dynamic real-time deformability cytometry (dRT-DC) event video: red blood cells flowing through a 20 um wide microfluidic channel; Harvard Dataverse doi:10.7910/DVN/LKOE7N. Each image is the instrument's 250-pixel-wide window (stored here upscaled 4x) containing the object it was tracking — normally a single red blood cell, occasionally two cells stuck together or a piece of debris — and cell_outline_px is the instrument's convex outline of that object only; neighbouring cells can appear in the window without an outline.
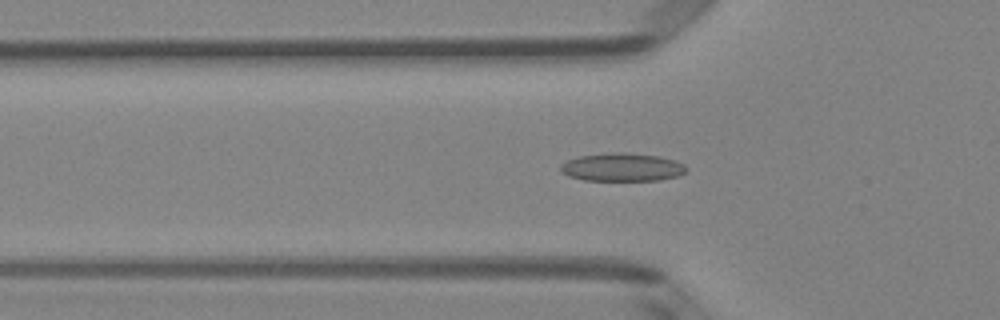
{"species": "Egyptian fruit bat (a non-hibernating species)", "species_latin": "Rousettus aegyptiacus", "temperature_condition": "room temperature", "stored_images_in_passage": 51, "camera_frame_rate_fps": 3000, "um_per_image_px": 0.085, "animal": {"sex": "female"}, "frame": {"image": 1, "passage_image": 17, "time_ms": 5.333, "image_size_px": [1000, 320], "cell_outline_px": [[688, 168], [680, 176], [660, 180], [584, 180], [568, 176], [560, 172], [560, 164], [568, 160], [580, 156], [612, 152], [628, 152], [660, 156], [676, 160], [684, 164]], "centroid_in_image_um": [52.9, 14.2], "position_along_channel_um": 72.9, "area_um2": 20.87}}
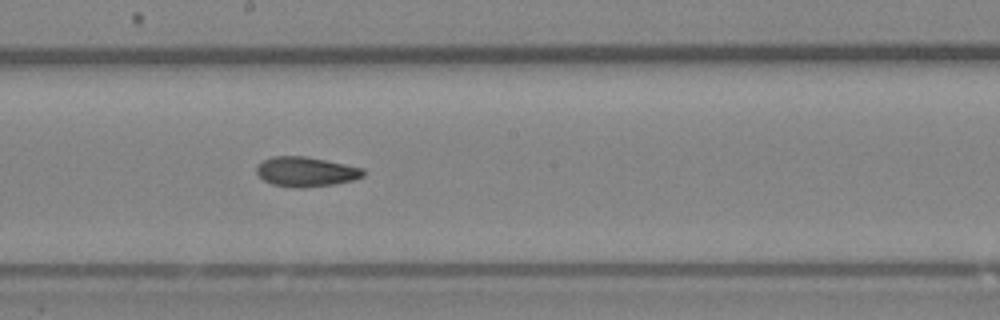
{"frame": {"image": 2, "passage_image": 28, "time_ms": 9.0, "image_size_px": [1000, 320], "cell_outline_px": [[364, 176], [352, 180], [332, 184], [300, 188], [296, 188], [272, 184], [264, 180], [256, 172], [256, 164], [272, 156], [308, 156], [364, 168]], "centroid_in_image_um": [25.99, 14.58], "position_along_channel_um": 222.2, "area_um2": 18.5}}
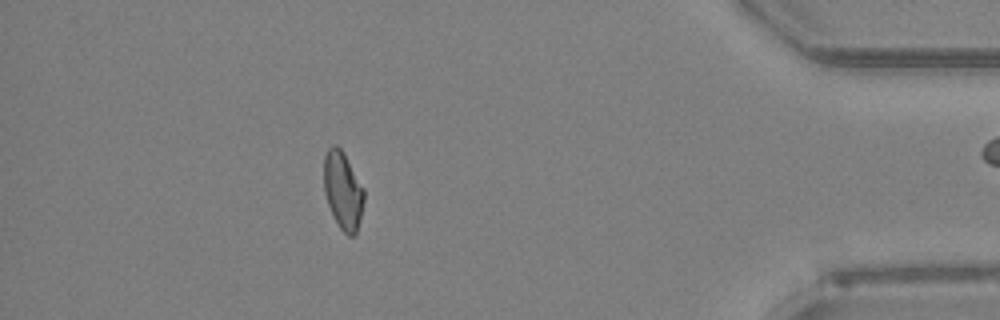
{"frame": {"image": 3, "passage_image": 45, "time_ms": 14.667, "image_size_px": [1000, 320], "cell_outline_px": [[364, 200], [356, 232], [352, 236], [348, 236], [340, 228], [332, 216], [324, 192], [324, 156], [328, 148], [332, 144], [336, 144], [344, 152], [364, 188]], "centroid_in_image_um": [29.13, 16.16], "position_along_channel_um": 406.1, "area_um2": 18.21}, "authors_computed_cell_mechanics": {"area_um2": 18.6694, "velocity_mm_per_s": 4.0848, "shape_relaxation_time_tau1_ms": 10.0759, "shape_relaxation_time_tau2_ms": 3.8254, "deformation_change_tau1": 0.2334, "deformation_change_tau2": 0.0926}}